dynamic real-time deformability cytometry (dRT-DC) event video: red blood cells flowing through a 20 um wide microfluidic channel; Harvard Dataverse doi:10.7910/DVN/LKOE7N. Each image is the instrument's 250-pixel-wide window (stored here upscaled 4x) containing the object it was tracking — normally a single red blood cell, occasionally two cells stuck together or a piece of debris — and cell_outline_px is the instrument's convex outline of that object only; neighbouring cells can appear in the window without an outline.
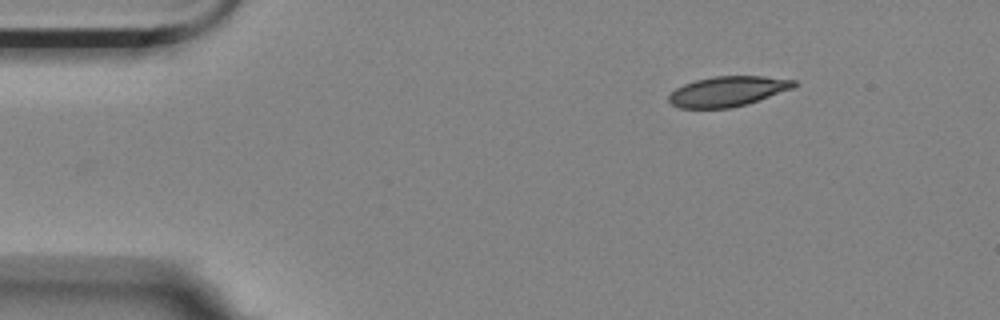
{"species": "Egyptian fruit bat (a non-hibernating species)", "species_latin": "Rousettus aegyptiacus", "temperature_condition": "room temperature", "stored_images_in_passage": 3, "camera_frame_rate_fps": 3000, "um_per_image_px": 0.085, "animal": {"sex": "female"}, "frame": {"image": 1, "passage_image": 1, "time_ms": 0.0, "image_size_px": [1000, 320], "cell_outline_px": [[796, 84], [792, 88], [748, 104], [732, 108], [680, 108], [672, 104], [668, 100], [668, 96], [676, 88], [684, 84], [696, 80], [712, 76], [764, 76], [796, 80]], "centroid_in_image_um": [61.84, 7.76], "position_along_channel_um": 23.2, "area_um2": 21.91}}